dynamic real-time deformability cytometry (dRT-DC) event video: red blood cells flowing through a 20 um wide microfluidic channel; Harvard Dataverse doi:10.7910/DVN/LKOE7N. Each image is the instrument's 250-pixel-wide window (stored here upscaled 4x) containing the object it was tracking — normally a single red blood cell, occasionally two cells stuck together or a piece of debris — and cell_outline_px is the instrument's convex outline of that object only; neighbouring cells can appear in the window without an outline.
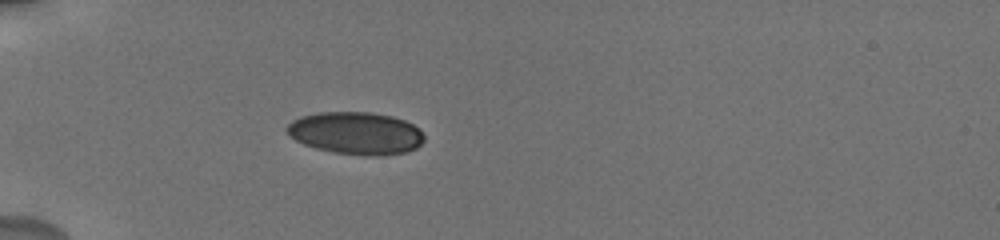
{"species": "human", "species_latin": "Homo sapiens", "temperature_condition": "cold", "stored_images_in_passage": 7, "camera_frame_rate_fps": 3000, "um_per_image_px": 0.085, "donor": {"sex": "male"}, "frame": {"image": 1, "passage_image": 7, "time_ms": 6.333, "image_size_px": [1000, 240], "cell_outline_px": [[424, 140], [416, 148], [408, 152], [380, 156], [364, 156], [332, 152], [316, 148], [304, 144], [296, 140], [284, 128], [292, 120], [300, 116], [320, 112], [372, 112], [392, 116], [404, 120], [412, 124], [424, 136]], "centroid_in_image_um": [30.25, 11.32], "position_along_channel_um": 54.8, "area_um2": 34.04}}